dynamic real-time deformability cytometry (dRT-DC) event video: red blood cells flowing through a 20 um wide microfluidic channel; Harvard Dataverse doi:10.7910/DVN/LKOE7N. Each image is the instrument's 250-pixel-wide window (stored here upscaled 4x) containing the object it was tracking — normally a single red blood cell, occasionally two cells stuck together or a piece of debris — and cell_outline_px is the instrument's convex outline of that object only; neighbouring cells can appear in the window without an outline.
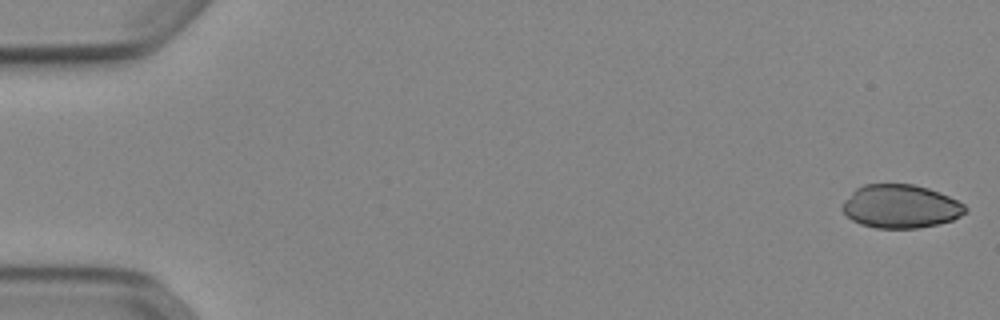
{"species": "Egyptian fruit bat (a non-hibernating species)", "species_latin": "Rousettus aegyptiacus", "temperature_condition": "cold", "stored_images_in_passage": 52, "camera_frame_rate_fps": 3000, "um_per_image_px": 0.085, "animal": {"sex": "female"}, "frame": {"image": 1, "passage_image": 1, "time_ms": 0.0, "image_size_px": [1000, 320], "cell_outline_px": [[968, 212], [952, 220], [936, 224], [916, 228], [876, 228], [860, 224], [852, 220], [840, 208], [844, 200], [856, 188], [864, 184], [912, 184], [928, 188], [948, 196], [964, 204], [968, 208]], "centroid_in_image_um": [76.54, 17.54], "position_along_channel_um": 8.5, "area_um2": 31.1}}
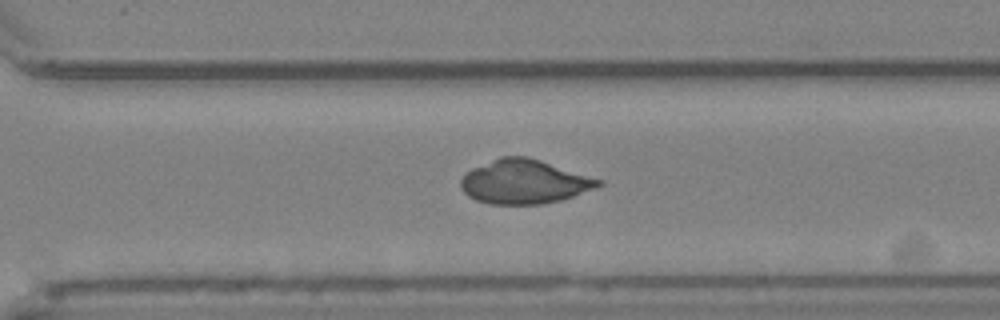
{"frame": {"image": 2, "passage_image": 37, "time_ms": 12.0, "image_size_px": [1000, 320], "cell_outline_px": [[604, 184], [596, 188], [560, 200], [540, 204], [488, 204], [476, 200], [468, 196], [460, 188], [460, 180], [472, 168], [500, 156], [528, 156], [604, 180]], "centroid_in_image_um": [44.57, 15.44], "position_along_channel_um": 326.0, "area_um2": 35.43}}
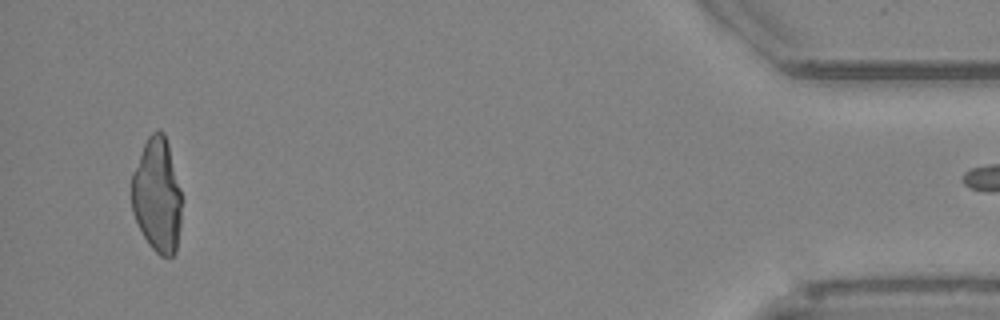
{"frame": {"image": 3, "passage_image": 50, "time_ms": 16.333, "image_size_px": [1000, 320], "cell_outline_px": [[180, 224], [176, 252], [172, 256], [160, 256], [148, 244], [132, 212], [132, 172], [144, 144], [148, 136], [156, 128], [160, 128], [164, 132], [168, 144], [180, 188]], "centroid_in_image_um": [13.35, 16.58], "position_along_channel_um": 421.9, "area_um2": 33.23}}